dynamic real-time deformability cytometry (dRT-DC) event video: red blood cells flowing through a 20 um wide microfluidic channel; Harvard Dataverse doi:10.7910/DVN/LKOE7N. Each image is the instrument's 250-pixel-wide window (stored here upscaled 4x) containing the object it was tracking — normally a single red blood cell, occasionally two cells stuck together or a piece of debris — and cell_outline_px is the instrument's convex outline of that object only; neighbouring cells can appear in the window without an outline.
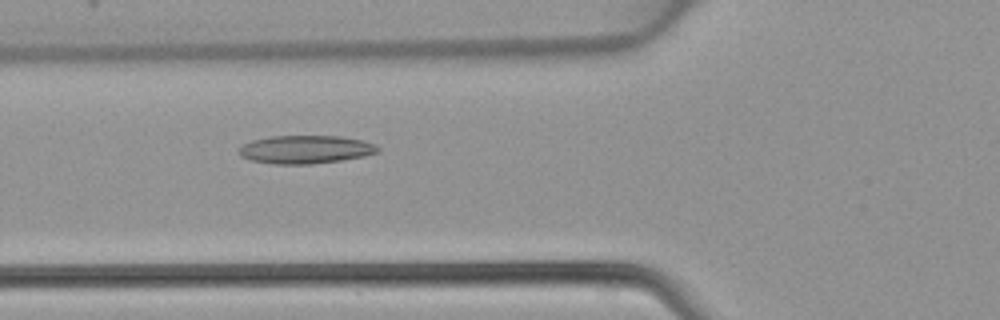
{"species": "common noctule bat (a hibernating species)", "species_latin": "Nyctalus noctula", "temperature_condition": "warm", "stored_images_in_passage": 46, "camera_frame_rate_fps": 3000, "um_per_image_px": 0.085, "animal": {"sex": "female", "body_mass_g": 22.7, "forearm_length_mm": 54.2}, "frame": {"image": 1, "passage_image": 17, "time_ms": 5.333, "image_size_px": [1000, 320], "cell_outline_px": [[380, 152], [364, 156], [340, 160], [312, 164], [272, 164], [248, 160], [240, 156], [236, 152], [236, 148], [252, 140], [272, 136], [340, 136], [360, 140], [376, 144], [380, 148]], "centroid_in_image_um": [25.92, 12.71], "position_along_channel_um": 99.9, "area_um2": 23.06}}
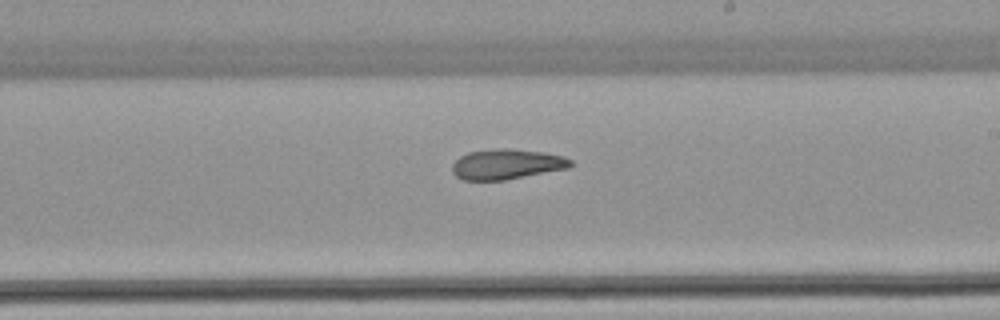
{"frame": {"image": 2, "passage_image": 27, "time_ms": 8.667, "image_size_px": [1000, 320], "cell_outline_px": [[572, 164], [568, 168], [504, 180], [460, 180], [452, 172], [452, 164], [460, 156], [468, 152], [508, 148], [544, 152], [564, 156], [572, 160]], "centroid_in_image_um": [43.06, 13.96], "position_along_channel_um": 245.9, "area_um2": 20.75}}
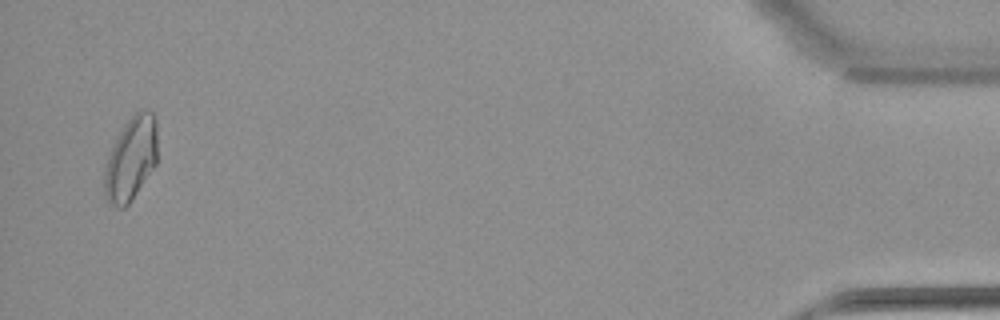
{"frame": {"image": 3, "passage_image": 45, "time_ms": 14.667, "image_size_px": [1000, 320], "cell_outline_px": [[156, 164], [132, 200], [124, 208], [120, 208], [108, 204], [104, 200], [104, 164], [112, 144], [124, 124], [140, 108], [144, 108], [152, 112], [156, 120]], "centroid_in_image_um": [11.09, 13.51], "position_along_channel_um": 424.1, "area_um2": 26.3}}